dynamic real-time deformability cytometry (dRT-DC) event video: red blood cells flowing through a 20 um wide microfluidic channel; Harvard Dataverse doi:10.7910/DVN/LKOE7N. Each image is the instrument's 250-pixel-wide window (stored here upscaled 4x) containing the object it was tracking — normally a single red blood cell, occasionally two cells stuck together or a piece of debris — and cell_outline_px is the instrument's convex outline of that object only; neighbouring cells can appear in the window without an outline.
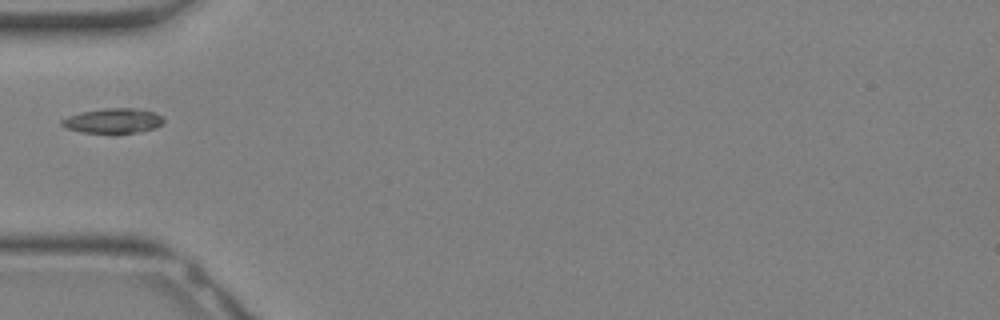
{"species": "Egyptian fruit bat (a non-hibernating species)", "species_latin": "Rousettus aegyptiacus", "temperature_condition": "warm", "stored_images_in_passage": 23, "camera_frame_rate_fps": 3000, "um_per_image_px": 0.085, "animal": {"sex": "female"}, "frame": {"image": 1, "passage_image": 1, "time_ms": 0.0, "image_size_px": [1000, 320], "cell_outline_px": [[164, 124], [156, 128], [140, 132], [80, 132], [64, 128], [60, 124], [60, 120], [68, 116], [84, 112], [108, 108], [136, 108], [152, 112], [160, 116], [164, 120]], "centroid_in_image_um": [9.61, 10.27], "position_along_channel_um": 75.4, "area_um2": 14.57}}
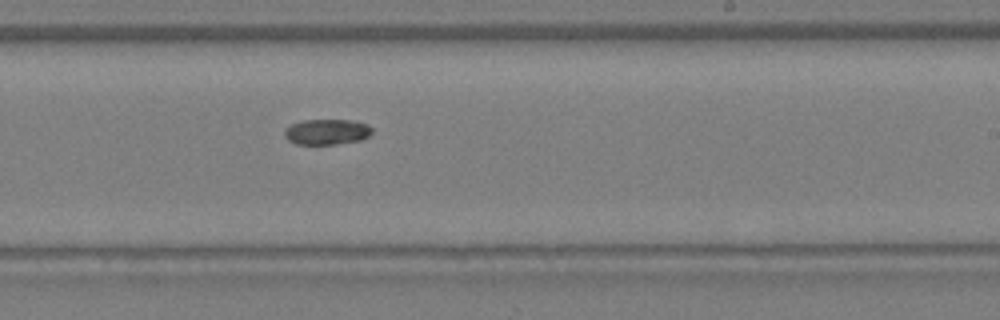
{"frame": {"image": 2, "passage_image": 10, "time_ms": 3.0, "image_size_px": [1000, 320], "cell_outline_px": [[372, 132], [368, 136], [360, 140], [336, 144], [296, 144], [288, 140], [284, 136], [284, 128], [292, 124], [304, 120], [348, 120], [368, 124], [372, 128]], "centroid_in_image_um": [27.76, 11.21], "position_along_channel_um": 261.2, "area_um2": 13.01}}
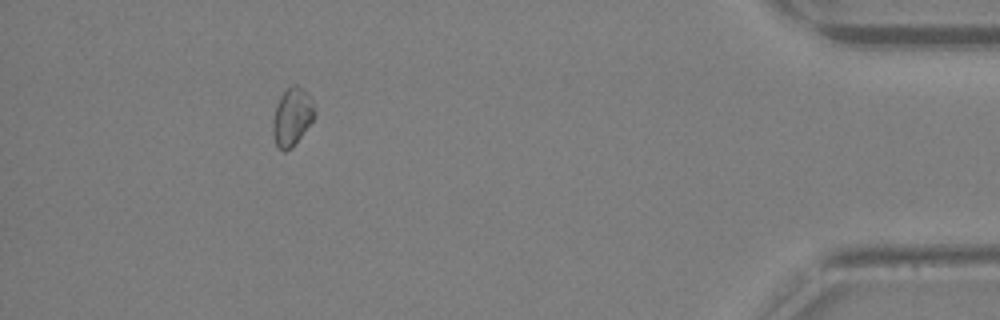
{"frame": {"image": 3, "passage_image": 20, "time_ms": 6.333, "image_size_px": [1000, 320], "cell_outline_px": [[316, 116], [292, 148], [284, 152], [276, 148], [272, 132], [272, 120], [276, 104], [280, 96], [292, 84], [296, 84], [312, 100], [316, 112]], "centroid_in_image_um": [24.8, 9.98], "position_along_channel_um": 410.4, "area_um2": 14.22}}